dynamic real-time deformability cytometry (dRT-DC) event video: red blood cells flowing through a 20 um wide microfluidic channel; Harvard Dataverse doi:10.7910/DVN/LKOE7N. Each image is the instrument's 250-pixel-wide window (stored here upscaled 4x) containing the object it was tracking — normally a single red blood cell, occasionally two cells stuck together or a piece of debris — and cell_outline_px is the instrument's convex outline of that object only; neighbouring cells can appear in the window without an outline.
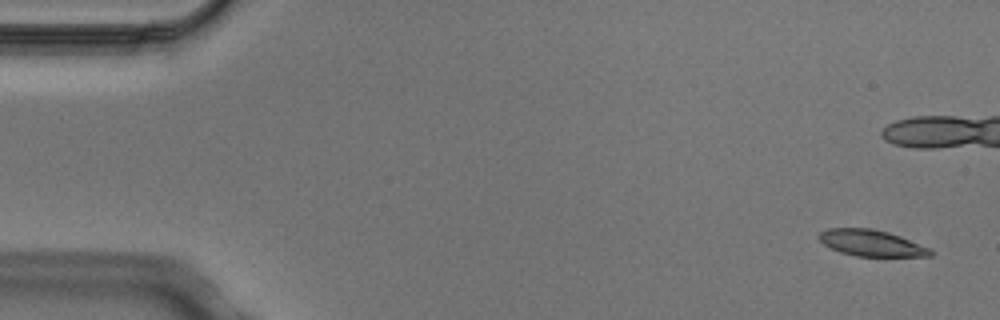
{"species": "Egyptian fruit bat (a non-hibernating species)", "species_latin": "Rousettus aegyptiacus", "temperature_condition": "cold", "stored_images_in_passage": 8, "camera_frame_rate_fps": 3000, "um_per_image_px": 0.085, "animal": {"sex": "male"}, "frame": {"image": 1, "passage_image": 1, "time_ms": 0.0, "image_size_px": [1000, 320], "cell_outline_px": [[936, 252], [932, 256], [856, 256], [840, 252], [824, 244], [816, 236], [820, 232], [828, 228], [872, 228], [888, 232], [900, 236], [932, 248]], "centroid_in_image_um": [74.11, 20.65], "position_along_channel_um": 10.9, "area_um2": 17.22}}